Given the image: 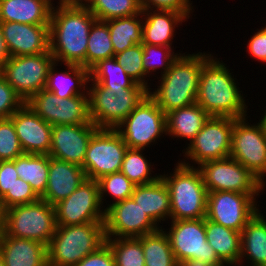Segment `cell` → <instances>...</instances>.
I'll use <instances>...</instances> for the list:
<instances>
[{
	"instance_id": "obj_1",
	"label": "cell",
	"mask_w": 266,
	"mask_h": 266,
	"mask_svg": "<svg viewBox=\"0 0 266 266\" xmlns=\"http://www.w3.org/2000/svg\"><path fill=\"white\" fill-rule=\"evenodd\" d=\"M96 20L82 3H65L52 8L49 51L55 62L86 68L88 37Z\"/></svg>"
},
{
	"instance_id": "obj_2",
	"label": "cell",
	"mask_w": 266,
	"mask_h": 266,
	"mask_svg": "<svg viewBox=\"0 0 266 266\" xmlns=\"http://www.w3.org/2000/svg\"><path fill=\"white\" fill-rule=\"evenodd\" d=\"M212 55L202 66L196 103L210 116L247 117L246 100L234 75L220 58Z\"/></svg>"
},
{
	"instance_id": "obj_3",
	"label": "cell",
	"mask_w": 266,
	"mask_h": 266,
	"mask_svg": "<svg viewBox=\"0 0 266 266\" xmlns=\"http://www.w3.org/2000/svg\"><path fill=\"white\" fill-rule=\"evenodd\" d=\"M206 52L183 53L158 80V88L148 95L165 114L196 103L199 77L203 64L211 57Z\"/></svg>"
},
{
	"instance_id": "obj_4",
	"label": "cell",
	"mask_w": 266,
	"mask_h": 266,
	"mask_svg": "<svg viewBox=\"0 0 266 266\" xmlns=\"http://www.w3.org/2000/svg\"><path fill=\"white\" fill-rule=\"evenodd\" d=\"M186 161L177 162L173 173L161 175L170 192L171 221L206 218L207 188L200 170Z\"/></svg>"
},
{
	"instance_id": "obj_5",
	"label": "cell",
	"mask_w": 266,
	"mask_h": 266,
	"mask_svg": "<svg viewBox=\"0 0 266 266\" xmlns=\"http://www.w3.org/2000/svg\"><path fill=\"white\" fill-rule=\"evenodd\" d=\"M105 242L104 223L57 226L47 246L48 266H75Z\"/></svg>"
},
{
	"instance_id": "obj_6",
	"label": "cell",
	"mask_w": 266,
	"mask_h": 266,
	"mask_svg": "<svg viewBox=\"0 0 266 266\" xmlns=\"http://www.w3.org/2000/svg\"><path fill=\"white\" fill-rule=\"evenodd\" d=\"M88 86L89 116L98 128L114 129L148 95L146 87L104 88L96 82Z\"/></svg>"
},
{
	"instance_id": "obj_7",
	"label": "cell",
	"mask_w": 266,
	"mask_h": 266,
	"mask_svg": "<svg viewBox=\"0 0 266 266\" xmlns=\"http://www.w3.org/2000/svg\"><path fill=\"white\" fill-rule=\"evenodd\" d=\"M55 208L39 199L4 210L3 233L32 239L48 246L56 230Z\"/></svg>"
},
{
	"instance_id": "obj_8",
	"label": "cell",
	"mask_w": 266,
	"mask_h": 266,
	"mask_svg": "<svg viewBox=\"0 0 266 266\" xmlns=\"http://www.w3.org/2000/svg\"><path fill=\"white\" fill-rule=\"evenodd\" d=\"M128 148L144 149L167 134L166 114L147 95L138 106L114 128ZM151 144V145H150Z\"/></svg>"
},
{
	"instance_id": "obj_9",
	"label": "cell",
	"mask_w": 266,
	"mask_h": 266,
	"mask_svg": "<svg viewBox=\"0 0 266 266\" xmlns=\"http://www.w3.org/2000/svg\"><path fill=\"white\" fill-rule=\"evenodd\" d=\"M55 62L50 52L11 56L0 68L6 82L26 103L46 88L50 67Z\"/></svg>"
},
{
	"instance_id": "obj_10",
	"label": "cell",
	"mask_w": 266,
	"mask_h": 266,
	"mask_svg": "<svg viewBox=\"0 0 266 266\" xmlns=\"http://www.w3.org/2000/svg\"><path fill=\"white\" fill-rule=\"evenodd\" d=\"M168 229L163 228L178 264L187 259H200L210 266H226L207 242L205 218L171 221Z\"/></svg>"
},
{
	"instance_id": "obj_11",
	"label": "cell",
	"mask_w": 266,
	"mask_h": 266,
	"mask_svg": "<svg viewBox=\"0 0 266 266\" xmlns=\"http://www.w3.org/2000/svg\"><path fill=\"white\" fill-rule=\"evenodd\" d=\"M128 146L121 135L111 128H99L91 137L82 168L87 179L120 172Z\"/></svg>"
},
{
	"instance_id": "obj_12",
	"label": "cell",
	"mask_w": 266,
	"mask_h": 266,
	"mask_svg": "<svg viewBox=\"0 0 266 266\" xmlns=\"http://www.w3.org/2000/svg\"><path fill=\"white\" fill-rule=\"evenodd\" d=\"M197 168L208 192L234 191L242 194H259L265 190L266 185L232 157L207 161Z\"/></svg>"
},
{
	"instance_id": "obj_13",
	"label": "cell",
	"mask_w": 266,
	"mask_h": 266,
	"mask_svg": "<svg viewBox=\"0 0 266 266\" xmlns=\"http://www.w3.org/2000/svg\"><path fill=\"white\" fill-rule=\"evenodd\" d=\"M247 119L234 118L230 157L266 185V133L260 122L252 125Z\"/></svg>"
},
{
	"instance_id": "obj_14",
	"label": "cell",
	"mask_w": 266,
	"mask_h": 266,
	"mask_svg": "<svg viewBox=\"0 0 266 266\" xmlns=\"http://www.w3.org/2000/svg\"><path fill=\"white\" fill-rule=\"evenodd\" d=\"M57 226L104 223L97 180L85 179L66 199L54 205Z\"/></svg>"
},
{
	"instance_id": "obj_15",
	"label": "cell",
	"mask_w": 266,
	"mask_h": 266,
	"mask_svg": "<svg viewBox=\"0 0 266 266\" xmlns=\"http://www.w3.org/2000/svg\"><path fill=\"white\" fill-rule=\"evenodd\" d=\"M234 118L211 116L182 152L194 165L230 157ZM190 158V159H189Z\"/></svg>"
},
{
	"instance_id": "obj_16",
	"label": "cell",
	"mask_w": 266,
	"mask_h": 266,
	"mask_svg": "<svg viewBox=\"0 0 266 266\" xmlns=\"http://www.w3.org/2000/svg\"><path fill=\"white\" fill-rule=\"evenodd\" d=\"M26 104L50 125L93 124L89 116L88 95L63 99L47 89H42Z\"/></svg>"
},
{
	"instance_id": "obj_17",
	"label": "cell",
	"mask_w": 266,
	"mask_h": 266,
	"mask_svg": "<svg viewBox=\"0 0 266 266\" xmlns=\"http://www.w3.org/2000/svg\"><path fill=\"white\" fill-rule=\"evenodd\" d=\"M258 196L234 191L208 192L206 219L241 232L260 211Z\"/></svg>"
},
{
	"instance_id": "obj_18",
	"label": "cell",
	"mask_w": 266,
	"mask_h": 266,
	"mask_svg": "<svg viewBox=\"0 0 266 266\" xmlns=\"http://www.w3.org/2000/svg\"><path fill=\"white\" fill-rule=\"evenodd\" d=\"M104 224L106 238H139L162 228L132 198L108 204Z\"/></svg>"
},
{
	"instance_id": "obj_19",
	"label": "cell",
	"mask_w": 266,
	"mask_h": 266,
	"mask_svg": "<svg viewBox=\"0 0 266 266\" xmlns=\"http://www.w3.org/2000/svg\"><path fill=\"white\" fill-rule=\"evenodd\" d=\"M98 129L94 124L52 125L49 156L82 167L88 143Z\"/></svg>"
},
{
	"instance_id": "obj_20",
	"label": "cell",
	"mask_w": 266,
	"mask_h": 266,
	"mask_svg": "<svg viewBox=\"0 0 266 266\" xmlns=\"http://www.w3.org/2000/svg\"><path fill=\"white\" fill-rule=\"evenodd\" d=\"M25 154L49 155L52 125L38 116L26 103L9 117Z\"/></svg>"
},
{
	"instance_id": "obj_21",
	"label": "cell",
	"mask_w": 266,
	"mask_h": 266,
	"mask_svg": "<svg viewBox=\"0 0 266 266\" xmlns=\"http://www.w3.org/2000/svg\"><path fill=\"white\" fill-rule=\"evenodd\" d=\"M11 56L36 55L49 51V25L0 22Z\"/></svg>"
},
{
	"instance_id": "obj_22",
	"label": "cell",
	"mask_w": 266,
	"mask_h": 266,
	"mask_svg": "<svg viewBox=\"0 0 266 266\" xmlns=\"http://www.w3.org/2000/svg\"><path fill=\"white\" fill-rule=\"evenodd\" d=\"M87 179L81 166L49 156L46 191L40 198L54 206L71 195Z\"/></svg>"
},
{
	"instance_id": "obj_23",
	"label": "cell",
	"mask_w": 266,
	"mask_h": 266,
	"mask_svg": "<svg viewBox=\"0 0 266 266\" xmlns=\"http://www.w3.org/2000/svg\"><path fill=\"white\" fill-rule=\"evenodd\" d=\"M142 44L171 47L177 25L188 19L183 13L172 10L142 9Z\"/></svg>"
},
{
	"instance_id": "obj_24",
	"label": "cell",
	"mask_w": 266,
	"mask_h": 266,
	"mask_svg": "<svg viewBox=\"0 0 266 266\" xmlns=\"http://www.w3.org/2000/svg\"><path fill=\"white\" fill-rule=\"evenodd\" d=\"M0 254L5 266H48L47 246L41 242L0 234Z\"/></svg>"
},
{
	"instance_id": "obj_25",
	"label": "cell",
	"mask_w": 266,
	"mask_h": 266,
	"mask_svg": "<svg viewBox=\"0 0 266 266\" xmlns=\"http://www.w3.org/2000/svg\"><path fill=\"white\" fill-rule=\"evenodd\" d=\"M131 198L158 226L171 219L170 192L161 177L150 184L135 185Z\"/></svg>"
},
{
	"instance_id": "obj_26",
	"label": "cell",
	"mask_w": 266,
	"mask_h": 266,
	"mask_svg": "<svg viewBox=\"0 0 266 266\" xmlns=\"http://www.w3.org/2000/svg\"><path fill=\"white\" fill-rule=\"evenodd\" d=\"M58 64L62 65L61 63L54 62L50 67L45 89L63 99L77 95H88L90 70L81 65L65 64L67 70L59 71V73L56 70L58 69Z\"/></svg>"
},
{
	"instance_id": "obj_27",
	"label": "cell",
	"mask_w": 266,
	"mask_h": 266,
	"mask_svg": "<svg viewBox=\"0 0 266 266\" xmlns=\"http://www.w3.org/2000/svg\"><path fill=\"white\" fill-rule=\"evenodd\" d=\"M51 11L44 0H1L0 22L49 25Z\"/></svg>"
},
{
	"instance_id": "obj_28",
	"label": "cell",
	"mask_w": 266,
	"mask_h": 266,
	"mask_svg": "<svg viewBox=\"0 0 266 266\" xmlns=\"http://www.w3.org/2000/svg\"><path fill=\"white\" fill-rule=\"evenodd\" d=\"M210 117L197 103L175 109L166 114V135L172 138H186L190 143Z\"/></svg>"
},
{
	"instance_id": "obj_29",
	"label": "cell",
	"mask_w": 266,
	"mask_h": 266,
	"mask_svg": "<svg viewBox=\"0 0 266 266\" xmlns=\"http://www.w3.org/2000/svg\"><path fill=\"white\" fill-rule=\"evenodd\" d=\"M206 239L227 266H237L241 256V232L205 218Z\"/></svg>"
},
{
	"instance_id": "obj_30",
	"label": "cell",
	"mask_w": 266,
	"mask_h": 266,
	"mask_svg": "<svg viewBox=\"0 0 266 266\" xmlns=\"http://www.w3.org/2000/svg\"><path fill=\"white\" fill-rule=\"evenodd\" d=\"M245 259L250 266H266V219L261 211L241 231V256L238 266Z\"/></svg>"
},
{
	"instance_id": "obj_31",
	"label": "cell",
	"mask_w": 266,
	"mask_h": 266,
	"mask_svg": "<svg viewBox=\"0 0 266 266\" xmlns=\"http://www.w3.org/2000/svg\"><path fill=\"white\" fill-rule=\"evenodd\" d=\"M108 24L114 56L134 45L142 44V12L129 17L105 21Z\"/></svg>"
},
{
	"instance_id": "obj_32",
	"label": "cell",
	"mask_w": 266,
	"mask_h": 266,
	"mask_svg": "<svg viewBox=\"0 0 266 266\" xmlns=\"http://www.w3.org/2000/svg\"><path fill=\"white\" fill-rule=\"evenodd\" d=\"M15 169L24 181L31 185L36 195L41 198L45 191L49 172V155L23 154L15 159Z\"/></svg>"
},
{
	"instance_id": "obj_33",
	"label": "cell",
	"mask_w": 266,
	"mask_h": 266,
	"mask_svg": "<svg viewBox=\"0 0 266 266\" xmlns=\"http://www.w3.org/2000/svg\"><path fill=\"white\" fill-rule=\"evenodd\" d=\"M142 243L145 266H179L170 241L162 228L139 237Z\"/></svg>"
},
{
	"instance_id": "obj_34",
	"label": "cell",
	"mask_w": 266,
	"mask_h": 266,
	"mask_svg": "<svg viewBox=\"0 0 266 266\" xmlns=\"http://www.w3.org/2000/svg\"><path fill=\"white\" fill-rule=\"evenodd\" d=\"M104 88L144 87L136 83L113 57L100 60L90 69V81Z\"/></svg>"
},
{
	"instance_id": "obj_35",
	"label": "cell",
	"mask_w": 266,
	"mask_h": 266,
	"mask_svg": "<svg viewBox=\"0 0 266 266\" xmlns=\"http://www.w3.org/2000/svg\"><path fill=\"white\" fill-rule=\"evenodd\" d=\"M114 57L108 24L105 21L96 20L90 30L87 51L86 69H91L100 60Z\"/></svg>"
},
{
	"instance_id": "obj_36",
	"label": "cell",
	"mask_w": 266,
	"mask_h": 266,
	"mask_svg": "<svg viewBox=\"0 0 266 266\" xmlns=\"http://www.w3.org/2000/svg\"><path fill=\"white\" fill-rule=\"evenodd\" d=\"M82 4L101 21L129 17L142 12L140 0H84Z\"/></svg>"
},
{
	"instance_id": "obj_37",
	"label": "cell",
	"mask_w": 266,
	"mask_h": 266,
	"mask_svg": "<svg viewBox=\"0 0 266 266\" xmlns=\"http://www.w3.org/2000/svg\"><path fill=\"white\" fill-rule=\"evenodd\" d=\"M143 152L144 149L128 148L122 162L121 172L135 185L150 184L161 177L157 173L152 176L153 165Z\"/></svg>"
},
{
	"instance_id": "obj_38",
	"label": "cell",
	"mask_w": 266,
	"mask_h": 266,
	"mask_svg": "<svg viewBox=\"0 0 266 266\" xmlns=\"http://www.w3.org/2000/svg\"><path fill=\"white\" fill-rule=\"evenodd\" d=\"M143 45V69H144V87L148 90H152L150 88V84H148L149 80L146 78L152 75L151 73L156 72L158 69H161V76L164 75L172 63L177 59L181 53H174L173 48L159 45ZM163 71V72H162Z\"/></svg>"
},
{
	"instance_id": "obj_39",
	"label": "cell",
	"mask_w": 266,
	"mask_h": 266,
	"mask_svg": "<svg viewBox=\"0 0 266 266\" xmlns=\"http://www.w3.org/2000/svg\"><path fill=\"white\" fill-rule=\"evenodd\" d=\"M115 266H145L142 243L139 238H106Z\"/></svg>"
},
{
	"instance_id": "obj_40",
	"label": "cell",
	"mask_w": 266,
	"mask_h": 266,
	"mask_svg": "<svg viewBox=\"0 0 266 266\" xmlns=\"http://www.w3.org/2000/svg\"><path fill=\"white\" fill-rule=\"evenodd\" d=\"M99 184L100 202L109 196L114 200L112 204L131 198L135 184L132 183L121 171L102 176L97 180ZM105 196V197H104Z\"/></svg>"
},
{
	"instance_id": "obj_41",
	"label": "cell",
	"mask_w": 266,
	"mask_h": 266,
	"mask_svg": "<svg viewBox=\"0 0 266 266\" xmlns=\"http://www.w3.org/2000/svg\"><path fill=\"white\" fill-rule=\"evenodd\" d=\"M23 154L13 121L0 119V161L15 160Z\"/></svg>"
},
{
	"instance_id": "obj_42",
	"label": "cell",
	"mask_w": 266,
	"mask_h": 266,
	"mask_svg": "<svg viewBox=\"0 0 266 266\" xmlns=\"http://www.w3.org/2000/svg\"><path fill=\"white\" fill-rule=\"evenodd\" d=\"M143 45L137 44L120 53L114 58L124 68V71L136 82L144 86Z\"/></svg>"
},
{
	"instance_id": "obj_43",
	"label": "cell",
	"mask_w": 266,
	"mask_h": 266,
	"mask_svg": "<svg viewBox=\"0 0 266 266\" xmlns=\"http://www.w3.org/2000/svg\"><path fill=\"white\" fill-rule=\"evenodd\" d=\"M39 199L31 185L22 178H18L12 185L11 190H8L0 198V203L2 209L6 210L14 206L34 203Z\"/></svg>"
},
{
	"instance_id": "obj_44",
	"label": "cell",
	"mask_w": 266,
	"mask_h": 266,
	"mask_svg": "<svg viewBox=\"0 0 266 266\" xmlns=\"http://www.w3.org/2000/svg\"><path fill=\"white\" fill-rule=\"evenodd\" d=\"M24 104L23 99L13 90L0 73V119L9 118Z\"/></svg>"
},
{
	"instance_id": "obj_45",
	"label": "cell",
	"mask_w": 266,
	"mask_h": 266,
	"mask_svg": "<svg viewBox=\"0 0 266 266\" xmlns=\"http://www.w3.org/2000/svg\"><path fill=\"white\" fill-rule=\"evenodd\" d=\"M191 0H140L142 9L172 10L183 13L188 19L194 6Z\"/></svg>"
},
{
	"instance_id": "obj_46",
	"label": "cell",
	"mask_w": 266,
	"mask_h": 266,
	"mask_svg": "<svg viewBox=\"0 0 266 266\" xmlns=\"http://www.w3.org/2000/svg\"><path fill=\"white\" fill-rule=\"evenodd\" d=\"M75 266H115V261L110 247L105 243Z\"/></svg>"
},
{
	"instance_id": "obj_47",
	"label": "cell",
	"mask_w": 266,
	"mask_h": 266,
	"mask_svg": "<svg viewBox=\"0 0 266 266\" xmlns=\"http://www.w3.org/2000/svg\"><path fill=\"white\" fill-rule=\"evenodd\" d=\"M257 30L247 44V52L252 58L266 63V29Z\"/></svg>"
},
{
	"instance_id": "obj_48",
	"label": "cell",
	"mask_w": 266,
	"mask_h": 266,
	"mask_svg": "<svg viewBox=\"0 0 266 266\" xmlns=\"http://www.w3.org/2000/svg\"><path fill=\"white\" fill-rule=\"evenodd\" d=\"M19 176L15 169V160L0 161V198L11 190Z\"/></svg>"
},
{
	"instance_id": "obj_49",
	"label": "cell",
	"mask_w": 266,
	"mask_h": 266,
	"mask_svg": "<svg viewBox=\"0 0 266 266\" xmlns=\"http://www.w3.org/2000/svg\"><path fill=\"white\" fill-rule=\"evenodd\" d=\"M11 57L0 28V68Z\"/></svg>"
},
{
	"instance_id": "obj_50",
	"label": "cell",
	"mask_w": 266,
	"mask_h": 266,
	"mask_svg": "<svg viewBox=\"0 0 266 266\" xmlns=\"http://www.w3.org/2000/svg\"><path fill=\"white\" fill-rule=\"evenodd\" d=\"M179 266H210L200 259H187L179 263Z\"/></svg>"
},
{
	"instance_id": "obj_51",
	"label": "cell",
	"mask_w": 266,
	"mask_h": 266,
	"mask_svg": "<svg viewBox=\"0 0 266 266\" xmlns=\"http://www.w3.org/2000/svg\"><path fill=\"white\" fill-rule=\"evenodd\" d=\"M3 219H4V210L2 209V206L0 203V234L3 231Z\"/></svg>"
},
{
	"instance_id": "obj_52",
	"label": "cell",
	"mask_w": 266,
	"mask_h": 266,
	"mask_svg": "<svg viewBox=\"0 0 266 266\" xmlns=\"http://www.w3.org/2000/svg\"><path fill=\"white\" fill-rule=\"evenodd\" d=\"M47 4H49L52 8H54L55 4L53 3L54 0H44ZM66 2L64 0H59L58 5H64Z\"/></svg>"
},
{
	"instance_id": "obj_53",
	"label": "cell",
	"mask_w": 266,
	"mask_h": 266,
	"mask_svg": "<svg viewBox=\"0 0 266 266\" xmlns=\"http://www.w3.org/2000/svg\"><path fill=\"white\" fill-rule=\"evenodd\" d=\"M262 115H264V116H261V118L262 117L263 118L261 120H259V122L262 124V127L264 129V132L266 133V110H265L264 114H262Z\"/></svg>"
},
{
	"instance_id": "obj_54",
	"label": "cell",
	"mask_w": 266,
	"mask_h": 266,
	"mask_svg": "<svg viewBox=\"0 0 266 266\" xmlns=\"http://www.w3.org/2000/svg\"><path fill=\"white\" fill-rule=\"evenodd\" d=\"M66 3H82L84 0H64Z\"/></svg>"
},
{
	"instance_id": "obj_55",
	"label": "cell",
	"mask_w": 266,
	"mask_h": 266,
	"mask_svg": "<svg viewBox=\"0 0 266 266\" xmlns=\"http://www.w3.org/2000/svg\"><path fill=\"white\" fill-rule=\"evenodd\" d=\"M0 266H5V264H4V261H3V258H2V256H1V254H0Z\"/></svg>"
}]
</instances>
